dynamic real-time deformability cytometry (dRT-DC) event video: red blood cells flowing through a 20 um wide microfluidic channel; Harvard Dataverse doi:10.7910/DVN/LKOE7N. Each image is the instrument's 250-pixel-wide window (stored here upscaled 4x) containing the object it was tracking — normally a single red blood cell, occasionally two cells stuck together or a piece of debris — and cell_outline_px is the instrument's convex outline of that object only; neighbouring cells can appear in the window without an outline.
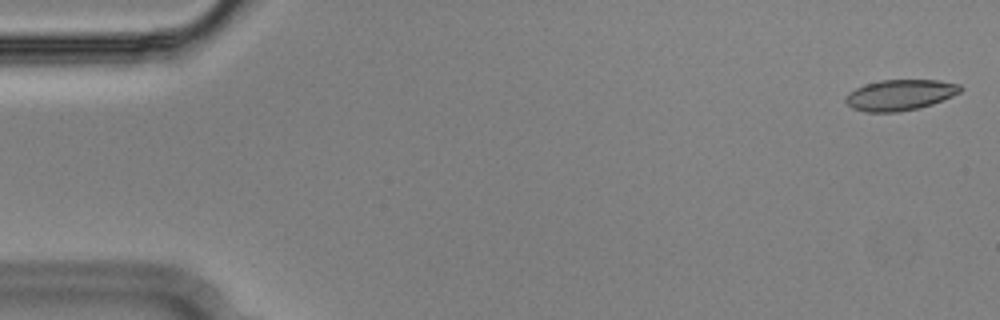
{"species": "Egyptian fruit bat (a non-hibernating species)", "species_latin": "Rousettus aegyptiacus", "temperature_condition": "cold", "stored_images_in_passage": 55, "camera_frame_rate_fps": 3000, "um_per_image_px": 0.085, "animal": {"sex": "male"}, "frame": {"image": 1, "passage_image": 2, "time_ms": 0.333, "image_size_px": [1000, 320], "cell_outline_px": [[964, 88], [960, 92], [952, 96], [932, 104], [920, 108], [900, 112], [868, 112], [852, 108], [844, 100], [848, 92], [864, 84], [880, 80], [940, 80], [960, 84]], "centroid_in_image_um": [76.51, 8.07], "position_along_channel_um": 8.5, "area_um2": 20.75}}
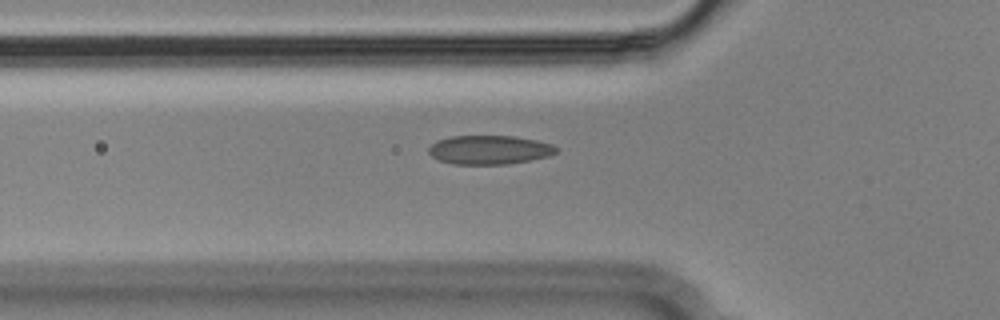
{"frame": {"image": 2, "passage_image": 19, "time_ms": 6.0, "image_size_px": [1000, 320], "cell_outline_px": [[560, 148], [556, 152], [548, 156], [508, 164], [452, 164], [440, 160], [432, 156], [428, 152], [428, 148], [436, 140], [452, 136], [512, 136], [540, 140], [552, 144]], "centroid_in_image_um": [41.61, 12.73], "position_along_channel_um": 84.2, "area_um2": 21.56}}
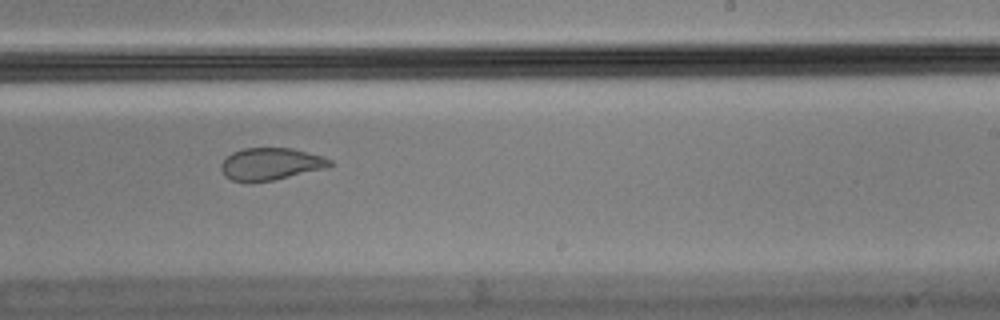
{"frame": {"image": 3, "passage_image": 34, "time_ms": 11.0, "image_size_px": [1000, 320], "cell_outline_px": [[332, 164], [328, 168], [272, 180], [232, 180], [224, 176], [220, 168], [220, 164], [232, 152], [244, 148], [292, 148], [324, 156], [332, 160]], "centroid_in_image_um": [23.05, 13.91], "position_along_channel_um": 266.0, "area_um2": 20.17}, "authors_computed_cell_mechanics": {"area_um2": 21.4438, "velocity_mm_per_s": 3.626, "shape_relaxation_time_tau1_ms": null, "shape_relaxation_time_tau2_ms": 1.4262, "deformation_change_tau1": null, "deformation_change_tau2": 0.0684}}